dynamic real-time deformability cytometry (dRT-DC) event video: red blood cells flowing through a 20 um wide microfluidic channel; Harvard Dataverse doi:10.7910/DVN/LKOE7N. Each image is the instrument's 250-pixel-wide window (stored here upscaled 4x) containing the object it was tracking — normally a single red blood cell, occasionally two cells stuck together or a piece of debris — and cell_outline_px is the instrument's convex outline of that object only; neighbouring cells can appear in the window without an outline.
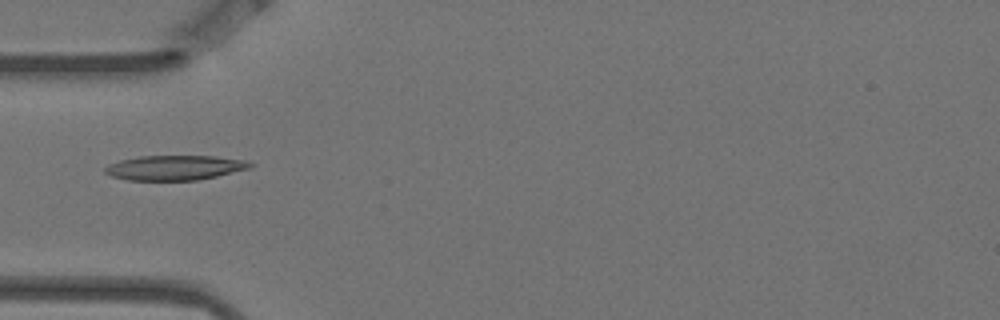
{"species": "Egyptian fruit bat (a non-hibernating species)", "species_latin": "Rousettus aegyptiacus", "temperature_condition": "warm", "stored_images_in_passage": 7, "camera_frame_rate_fps": 3000, "um_per_image_px": 0.085, "animal": {"sex": "female"}, "frame": {"image": 1, "passage_image": 6, "time_ms": 1.667, "image_size_px": [1000, 320], "cell_outline_px": [[252, 168], [216, 176], [196, 180], [128, 180], [112, 176], [104, 172], [104, 168], [108, 164], [120, 160], [140, 156], [216, 156], [244, 160], [252, 164]], "centroid_in_image_um": [14.84, 14.25], "position_along_channel_um": 70.2, "area_um2": 20.87}}
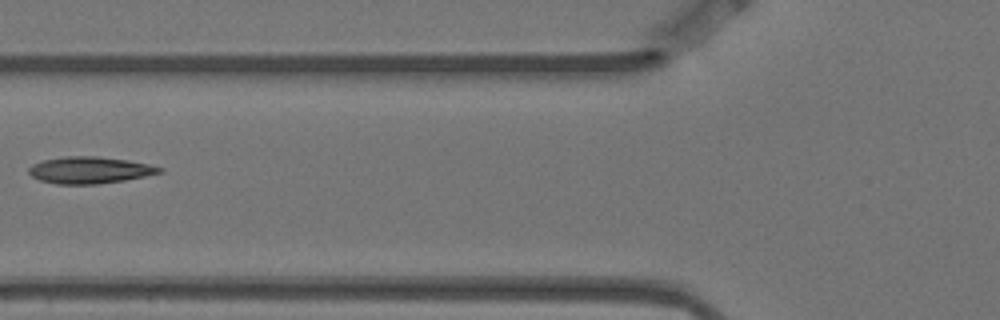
{"frame": {"image": 2, "passage_image": 7, "time_ms": 2.0, "image_size_px": [1000, 320], "cell_outline_px": [[164, 172], [124, 180], [96, 184], [56, 184], [40, 180], [32, 176], [28, 172], [28, 168], [32, 164], [44, 160], [64, 156], [96, 156], [128, 160], [148, 164], [164, 168]], "centroid_in_image_um": [7.62, 14.45], "position_along_channel_um": 118.2, "area_um2": 20.35}}